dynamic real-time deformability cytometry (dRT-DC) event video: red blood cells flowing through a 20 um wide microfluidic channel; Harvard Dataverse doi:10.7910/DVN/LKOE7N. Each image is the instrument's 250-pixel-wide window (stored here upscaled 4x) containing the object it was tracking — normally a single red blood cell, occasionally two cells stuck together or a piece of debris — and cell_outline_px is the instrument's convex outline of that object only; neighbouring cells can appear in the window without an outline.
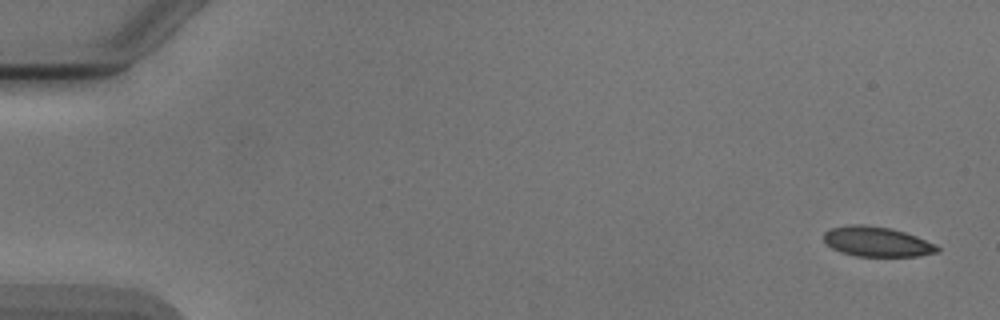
{"species": "Egyptian fruit bat (a non-hibernating species)", "species_latin": "Rousettus aegyptiacus", "temperature_condition": "cold", "stored_images_in_passage": 6, "camera_frame_rate_fps": 3000, "um_per_image_px": 0.085, "animal": {"sex": "male"}, "frame": {"image": 1, "passage_image": 1, "time_ms": 0.0, "image_size_px": [1000, 320], "cell_outline_px": [[940, 252], [920, 256], [856, 256], [840, 252], [832, 248], [824, 240], [824, 232], [832, 228], [852, 224], [864, 224], [892, 228], [916, 236], [936, 244], [940, 248]], "centroid_in_image_um": [74.57, 20.54], "position_along_channel_um": 10.4, "area_um2": 19.88}}